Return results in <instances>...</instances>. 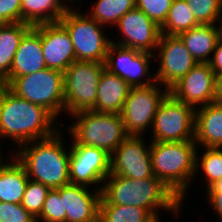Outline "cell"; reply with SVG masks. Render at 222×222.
Instances as JSON below:
<instances>
[{"mask_svg": "<svg viewBox=\"0 0 222 222\" xmlns=\"http://www.w3.org/2000/svg\"><path fill=\"white\" fill-rule=\"evenodd\" d=\"M56 120L44 107L16 96L0 84V142L5 138L6 141L11 139L16 148L9 152L23 144L54 135L63 125Z\"/></svg>", "mask_w": 222, "mask_h": 222, "instance_id": "obj_1", "label": "cell"}, {"mask_svg": "<svg viewBox=\"0 0 222 222\" xmlns=\"http://www.w3.org/2000/svg\"><path fill=\"white\" fill-rule=\"evenodd\" d=\"M100 204L135 206L147 209L155 218L161 217L160 210L180 216L181 200L155 176L134 179L111 175L104 180ZM181 211V212H180Z\"/></svg>", "mask_w": 222, "mask_h": 222, "instance_id": "obj_2", "label": "cell"}, {"mask_svg": "<svg viewBox=\"0 0 222 222\" xmlns=\"http://www.w3.org/2000/svg\"><path fill=\"white\" fill-rule=\"evenodd\" d=\"M64 133L23 144L14 150V156L23 165L30 180L50 189L69 184V150L64 146Z\"/></svg>", "mask_w": 222, "mask_h": 222, "instance_id": "obj_3", "label": "cell"}, {"mask_svg": "<svg viewBox=\"0 0 222 222\" xmlns=\"http://www.w3.org/2000/svg\"><path fill=\"white\" fill-rule=\"evenodd\" d=\"M197 144L195 141H150L153 175L184 204L186 192L195 180Z\"/></svg>", "mask_w": 222, "mask_h": 222, "instance_id": "obj_4", "label": "cell"}, {"mask_svg": "<svg viewBox=\"0 0 222 222\" xmlns=\"http://www.w3.org/2000/svg\"><path fill=\"white\" fill-rule=\"evenodd\" d=\"M67 129L71 145H87L112 154L128 136L121 114L83 111L74 114Z\"/></svg>", "mask_w": 222, "mask_h": 222, "instance_id": "obj_5", "label": "cell"}, {"mask_svg": "<svg viewBox=\"0 0 222 222\" xmlns=\"http://www.w3.org/2000/svg\"><path fill=\"white\" fill-rule=\"evenodd\" d=\"M6 86L16 96L48 110L56 119L64 112V74L45 68L17 78H5ZM61 114V115H60Z\"/></svg>", "mask_w": 222, "mask_h": 222, "instance_id": "obj_6", "label": "cell"}, {"mask_svg": "<svg viewBox=\"0 0 222 222\" xmlns=\"http://www.w3.org/2000/svg\"><path fill=\"white\" fill-rule=\"evenodd\" d=\"M105 64L75 61L64 72V113L67 116L95 109L98 82Z\"/></svg>", "mask_w": 222, "mask_h": 222, "instance_id": "obj_7", "label": "cell"}, {"mask_svg": "<svg viewBox=\"0 0 222 222\" xmlns=\"http://www.w3.org/2000/svg\"><path fill=\"white\" fill-rule=\"evenodd\" d=\"M59 22L70 34L76 61L105 62L111 37L105 35L104 26L81 9L67 10Z\"/></svg>", "mask_w": 222, "mask_h": 222, "instance_id": "obj_8", "label": "cell"}, {"mask_svg": "<svg viewBox=\"0 0 222 222\" xmlns=\"http://www.w3.org/2000/svg\"><path fill=\"white\" fill-rule=\"evenodd\" d=\"M168 94L169 89L157 81L147 86L131 88L121 112L126 133L143 136L149 132L154 116Z\"/></svg>", "mask_w": 222, "mask_h": 222, "instance_id": "obj_9", "label": "cell"}, {"mask_svg": "<svg viewBox=\"0 0 222 222\" xmlns=\"http://www.w3.org/2000/svg\"><path fill=\"white\" fill-rule=\"evenodd\" d=\"M195 109L170 93L161 102L151 127L152 141H194Z\"/></svg>", "mask_w": 222, "mask_h": 222, "instance_id": "obj_10", "label": "cell"}, {"mask_svg": "<svg viewBox=\"0 0 222 222\" xmlns=\"http://www.w3.org/2000/svg\"><path fill=\"white\" fill-rule=\"evenodd\" d=\"M68 146H71L69 158L70 183L90 188L92 186L93 189L101 190L104 180L110 174L111 155L93 146Z\"/></svg>", "mask_w": 222, "mask_h": 222, "instance_id": "obj_11", "label": "cell"}, {"mask_svg": "<svg viewBox=\"0 0 222 222\" xmlns=\"http://www.w3.org/2000/svg\"><path fill=\"white\" fill-rule=\"evenodd\" d=\"M152 59L153 54L111 43L104 64L105 69L135 88L156 82L155 75L150 72Z\"/></svg>", "mask_w": 222, "mask_h": 222, "instance_id": "obj_12", "label": "cell"}, {"mask_svg": "<svg viewBox=\"0 0 222 222\" xmlns=\"http://www.w3.org/2000/svg\"><path fill=\"white\" fill-rule=\"evenodd\" d=\"M154 59L159 63L155 70V80L170 89L196 64V60L179 36L161 34Z\"/></svg>", "mask_w": 222, "mask_h": 222, "instance_id": "obj_13", "label": "cell"}, {"mask_svg": "<svg viewBox=\"0 0 222 222\" xmlns=\"http://www.w3.org/2000/svg\"><path fill=\"white\" fill-rule=\"evenodd\" d=\"M145 141L144 135H128L111 154L110 174L137 180L153 177L150 140L149 145Z\"/></svg>", "mask_w": 222, "mask_h": 222, "instance_id": "obj_14", "label": "cell"}, {"mask_svg": "<svg viewBox=\"0 0 222 222\" xmlns=\"http://www.w3.org/2000/svg\"><path fill=\"white\" fill-rule=\"evenodd\" d=\"M115 28L120 33V37L116 36V39H111V43L155 54L161 29L143 11L137 8L128 11L119 19Z\"/></svg>", "mask_w": 222, "mask_h": 222, "instance_id": "obj_15", "label": "cell"}, {"mask_svg": "<svg viewBox=\"0 0 222 222\" xmlns=\"http://www.w3.org/2000/svg\"><path fill=\"white\" fill-rule=\"evenodd\" d=\"M215 76L209 63H197L169 89V93L194 109L206 106L214 102Z\"/></svg>", "mask_w": 222, "mask_h": 222, "instance_id": "obj_16", "label": "cell"}, {"mask_svg": "<svg viewBox=\"0 0 222 222\" xmlns=\"http://www.w3.org/2000/svg\"><path fill=\"white\" fill-rule=\"evenodd\" d=\"M91 189L72 183L55 189L66 212L65 222H99L101 190Z\"/></svg>", "mask_w": 222, "mask_h": 222, "instance_id": "obj_17", "label": "cell"}, {"mask_svg": "<svg viewBox=\"0 0 222 222\" xmlns=\"http://www.w3.org/2000/svg\"><path fill=\"white\" fill-rule=\"evenodd\" d=\"M41 46L49 69L64 72L76 61L70 34L60 22L41 24Z\"/></svg>", "mask_w": 222, "mask_h": 222, "instance_id": "obj_18", "label": "cell"}, {"mask_svg": "<svg viewBox=\"0 0 222 222\" xmlns=\"http://www.w3.org/2000/svg\"><path fill=\"white\" fill-rule=\"evenodd\" d=\"M47 68L41 46V24L32 26L23 36L6 78H17Z\"/></svg>", "mask_w": 222, "mask_h": 222, "instance_id": "obj_19", "label": "cell"}, {"mask_svg": "<svg viewBox=\"0 0 222 222\" xmlns=\"http://www.w3.org/2000/svg\"><path fill=\"white\" fill-rule=\"evenodd\" d=\"M194 141L197 147L222 148V105L213 102L195 109Z\"/></svg>", "mask_w": 222, "mask_h": 222, "instance_id": "obj_20", "label": "cell"}, {"mask_svg": "<svg viewBox=\"0 0 222 222\" xmlns=\"http://www.w3.org/2000/svg\"><path fill=\"white\" fill-rule=\"evenodd\" d=\"M131 87L116 74L104 69L99 82L93 111L121 114Z\"/></svg>", "mask_w": 222, "mask_h": 222, "instance_id": "obj_21", "label": "cell"}, {"mask_svg": "<svg viewBox=\"0 0 222 222\" xmlns=\"http://www.w3.org/2000/svg\"><path fill=\"white\" fill-rule=\"evenodd\" d=\"M197 63H209L220 38L218 24H201L179 35Z\"/></svg>", "mask_w": 222, "mask_h": 222, "instance_id": "obj_22", "label": "cell"}, {"mask_svg": "<svg viewBox=\"0 0 222 222\" xmlns=\"http://www.w3.org/2000/svg\"><path fill=\"white\" fill-rule=\"evenodd\" d=\"M10 154L9 162L0 171V201L21 204L29 178L14 152Z\"/></svg>", "mask_w": 222, "mask_h": 222, "instance_id": "obj_23", "label": "cell"}, {"mask_svg": "<svg viewBox=\"0 0 222 222\" xmlns=\"http://www.w3.org/2000/svg\"><path fill=\"white\" fill-rule=\"evenodd\" d=\"M31 27L26 22L0 24V83L8 76L20 41Z\"/></svg>", "mask_w": 222, "mask_h": 222, "instance_id": "obj_24", "label": "cell"}, {"mask_svg": "<svg viewBox=\"0 0 222 222\" xmlns=\"http://www.w3.org/2000/svg\"><path fill=\"white\" fill-rule=\"evenodd\" d=\"M66 11L61 0H21V22L32 26L59 22Z\"/></svg>", "mask_w": 222, "mask_h": 222, "instance_id": "obj_25", "label": "cell"}, {"mask_svg": "<svg viewBox=\"0 0 222 222\" xmlns=\"http://www.w3.org/2000/svg\"><path fill=\"white\" fill-rule=\"evenodd\" d=\"M89 12L92 19L104 27L116 26L119 19L136 8V0H96Z\"/></svg>", "mask_w": 222, "mask_h": 222, "instance_id": "obj_26", "label": "cell"}, {"mask_svg": "<svg viewBox=\"0 0 222 222\" xmlns=\"http://www.w3.org/2000/svg\"><path fill=\"white\" fill-rule=\"evenodd\" d=\"M200 25L185 0H173L164 24L160 27L161 34L179 36Z\"/></svg>", "mask_w": 222, "mask_h": 222, "instance_id": "obj_27", "label": "cell"}, {"mask_svg": "<svg viewBox=\"0 0 222 222\" xmlns=\"http://www.w3.org/2000/svg\"><path fill=\"white\" fill-rule=\"evenodd\" d=\"M154 219L145 208L116 204L99 205V222H151Z\"/></svg>", "mask_w": 222, "mask_h": 222, "instance_id": "obj_28", "label": "cell"}, {"mask_svg": "<svg viewBox=\"0 0 222 222\" xmlns=\"http://www.w3.org/2000/svg\"><path fill=\"white\" fill-rule=\"evenodd\" d=\"M198 149L200 148L197 147L196 150L195 176L201 172L205 181L203 183L208 189L222 179V148L203 147L204 151L200 152V155Z\"/></svg>", "mask_w": 222, "mask_h": 222, "instance_id": "obj_29", "label": "cell"}, {"mask_svg": "<svg viewBox=\"0 0 222 222\" xmlns=\"http://www.w3.org/2000/svg\"><path fill=\"white\" fill-rule=\"evenodd\" d=\"M196 21L201 24H218L222 19V0H185Z\"/></svg>", "mask_w": 222, "mask_h": 222, "instance_id": "obj_30", "label": "cell"}, {"mask_svg": "<svg viewBox=\"0 0 222 222\" xmlns=\"http://www.w3.org/2000/svg\"><path fill=\"white\" fill-rule=\"evenodd\" d=\"M49 191L48 186L29 179L21 205L37 218L41 214L43 203Z\"/></svg>", "mask_w": 222, "mask_h": 222, "instance_id": "obj_31", "label": "cell"}, {"mask_svg": "<svg viewBox=\"0 0 222 222\" xmlns=\"http://www.w3.org/2000/svg\"><path fill=\"white\" fill-rule=\"evenodd\" d=\"M66 212H63V204L59 193L50 189L43 203L41 214L36 218L37 222H65Z\"/></svg>", "mask_w": 222, "mask_h": 222, "instance_id": "obj_32", "label": "cell"}, {"mask_svg": "<svg viewBox=\"0 0 222 222\" xmlns=\"http://www.w3.org/2000/svg\"><path fill=\"white\" fill-rule=\"evenodd\" d=\"M173 0H136V8L143 11L161 27L168 15Z\"/></svg>", "mask_w": 222, "mask_h": 222, "instance_id": "obj_33", "label": "cell"}, {"mask_svg": "<svg viewBox=\"0 0 222 222\" xmlns=\"http://www.w3.org/2000/svg\"><path fill=\"white\" fill-rule=\"evenodd\" d=\"M0 222H37L21 204L0 201Z\"/></svg>", "mask_w": 222, "mask_h": 222, "instance_id": "obj_34", "label": "cell"}, {"mask_svg": "<svg viewBox=\"0 0 222 222\" xmlns=\"http://www.w3.org/2000/svg\"><path fill=\"white\" fill-rule=\"evenodd\" d=\"M21 22V0H0V24Z\"/></svg>", "mask_w": 222, "mask_h": 222, "instance_id": "obj_35", "label": "cell"}, {"mask_svg": "<svg viewBox=\"0 0 222 222\" xmlns=\"http://www.w3.org/2000/svg\"><path fill=\"white\" fill-rule=\"evenodd\" d=\"M205 191L207 193L208 207L217 214L218 218H220L219 221L222 220V179L217 180Z\"/></svg>", "mask_w": 222, "mask_h": 222, "instance_id": "obj_36", "label": "cell"}, {"mask_svg": "<svg viewBox=\"0 0 222 222\" xmlns=\"http://www.w3.org/2000/svg\"><path fill=\"white\" fill-rule=\"evenodd\" d=\"M210 67L215 73L219 75L222 73V39L219 38L215 50L213 51L211 60L209 61Z\"/></svg>", "mask_w": 222, "mask_h": 222, "instance_id": "obj_37", "label": "cell"}, {"mask_svg": "<svg viewBox=\"0 0 222 222\" xmlns=\"http://www.w3.org/2000/svg\"><path fill=\"white\" fill-rule=\"evenodd\" d=\"M214 103L222 105V73L215 76Z\"/></svg>", "mask_w": 222, "mask_h": 222, "instance_id": "obj_38", "label": "cell"}, {"mask_svg": "<svg viewBox=\"0 0 222 222\" xmlns=\"http://www.w3.org/2000/svg\"><path fill=\"white\" fill-rule=\"evenodd\" d=\"M62 1V4H63V6L67 9V10H70V9H81V7H83V6H81V4H80V6H78V8H75L74 7V5H73V3H72V1L74 2V1H76V0H61ZM77 1H80V0H77ZM65 2H67L68 4H69V2H70V4L72 5H68L67 3H65Z\"/></svg>", "mask_w": 222, "mask_h": 222, "instance_id": "obj_39", "label": "cell"}, {"mask_svg": "<svg viewBox=\"0 0 222 222\" xmlns=\"http://www.w3.org/2000/svg\"><path fill=\"white\" fill-rule=\"evenodd\" d=\"M0 145H1V143H0ZM2 149H4V148L0 147V171L10 160V159H8V157L3 158L4 155L1 153V152H3V151H1ZM6 158H7V161H4Z\"/></svg>", "mask_w": 222, "mask_h": 222, "instance_id": "obj_40", "label": "cell"}, {"mask_svg": "<svg viewBox=\"0 0 222 222\" xmlns=\"http://www.w3.org/2000/svg\"><path fill=\"white\" fill-rule=\"evenodd\" d=\"M219 25V29H220V38L222 39V19L221 21L218 23Z\"/></svg>", "mask_w": 222, "mask_h": 222, "instance_id": "obj_41", "label": "cell"}, {"mask_svg": "<svg viewBox=\"0 0 222 222\" xmlns=\"http://www.w3.org/2000/svg\"><path fill=\"white\" fill-rule=\"evenodd\" d=\"M161 219H162V218L157 217V218H155L154 220H152L151 222H162Z\"/></svg>", "mask_w": 222, "mask_h": 222, "instance_id": "obj_42", "label": "cell"}]
</instances>
